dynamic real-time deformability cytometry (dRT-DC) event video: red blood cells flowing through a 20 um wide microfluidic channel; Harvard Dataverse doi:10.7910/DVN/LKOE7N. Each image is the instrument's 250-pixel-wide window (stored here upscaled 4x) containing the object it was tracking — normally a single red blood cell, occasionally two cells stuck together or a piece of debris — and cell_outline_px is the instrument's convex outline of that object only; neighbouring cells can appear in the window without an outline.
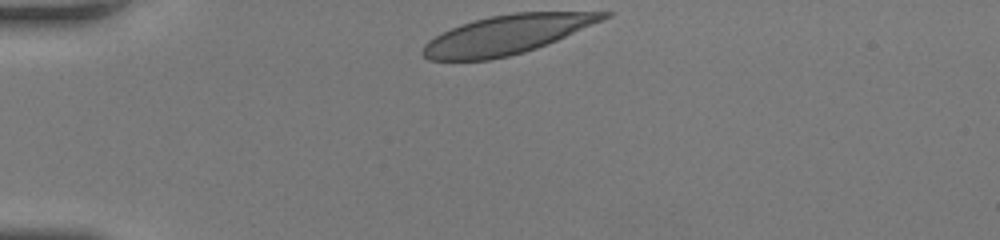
{"species": "human", "species_latin": "Homo sapiens", "temperature_condition": "room temperature", "stored_images_in_passage": 30, "camera_frame_rate_fps": 3000, "um_per_image_px": 0.085, "donor": {"sex": "female"}, "frame": {"image": 1, "passage_image": 1, "time_ms": 0.0, "image_size_px": [1000, 240], "cell_outline_px": [[612, 16], [556, 40], [536, 48], [524, 52], [508, 56], [488, 60], [428, 60], [420, 52], [424, 44], [428, 40], [460, 24], [492, 16], [516, 12], [612, 12]], "centroid_in_image_um": [43.06, 2.95], "position_along_channel_um": 41.9, "area_um2": 40.52}}
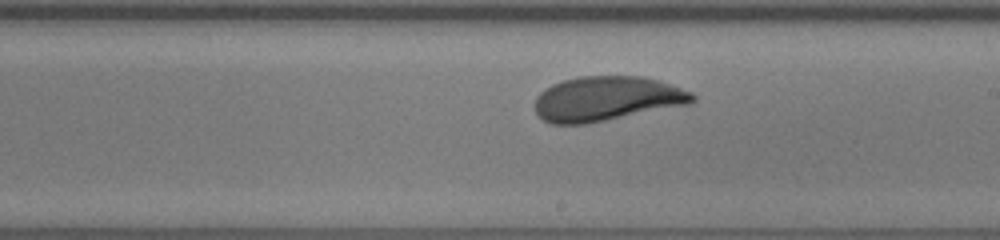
{"frame": {"image": 2, "passage_image": 18, "time_ms": 5.667, "image_size_px": [1000, 240], "cell_outline_px": [[696, 100], [692, 104], [584, 124], [552, 124], [544, 120], [536, 112], [536, 96], [544, 88], [552, 84], [564, 80], [580, 76], [640, 76], [656, 80], [692, 92], [696, 96]], "centroid_in_image_um": [51.58, 8.39], "position_along_channel_um": 237.4, "area_um2": 40.86}}
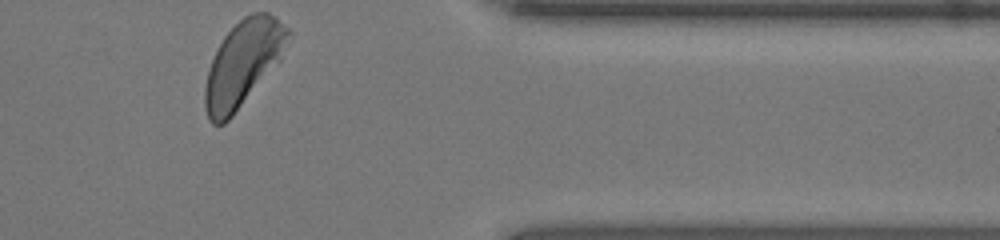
{"frame": {"image": 3, "passage_image": 30, "time_ms": 9.667, "image_size_px": [1000, 240], "cell_outline_px": [[292, 32], [280, 60], [232, 116], [224, 124], [212, 124], [208, 120], [204, 108], [204, 88], [208, 68], [224, 36], [244, 16], [252, 12], [268, 12], [276, 16], [292, 28]], "centroid_in_image_um": [20.67, 5.37], "position_along_channel_um": 390.7, "area_um2": 41.44}, "authors_computed_cell_mechanics": {"area_um2": 41.3559, "velocity_mm_per_s": 4.217, "shape_relaxation_time_tau1_ms": 4.0937, "shape_relaxation_time_tau2_ms": null, "deformation_change_tau1": 0.1585, "deformation_change_tau2": null}}